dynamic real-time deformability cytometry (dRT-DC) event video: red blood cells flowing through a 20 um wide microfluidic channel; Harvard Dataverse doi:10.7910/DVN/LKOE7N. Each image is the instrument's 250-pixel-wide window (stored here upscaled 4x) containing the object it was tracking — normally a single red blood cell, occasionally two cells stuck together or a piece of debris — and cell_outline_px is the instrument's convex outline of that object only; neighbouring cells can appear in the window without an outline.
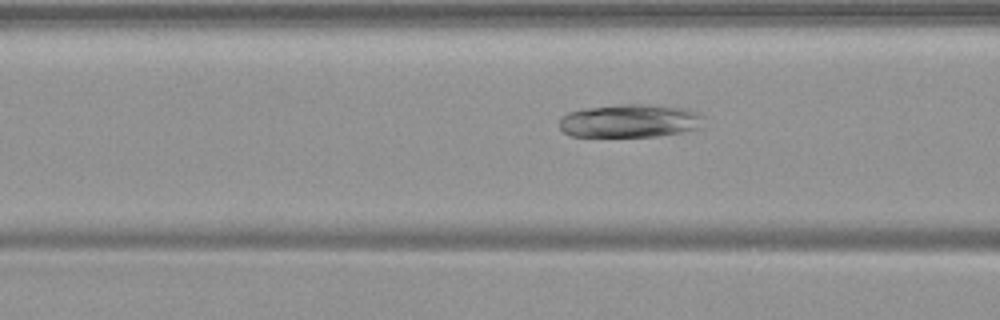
{"species": "common noctule bat (a hibernating species)", "species_latin": "Nyctalus noctula", "temperature_condition": "warm", "stored_images_in_passage": 38, "camera_frame_rate_fps": 3000, "um_per_image_px": 0.085, "animal": {"sex": "female", "body_mass_g": 19.9}, "frame": {"image": 1, "passage_image": 5, "time_ms": 1.333, "image_size_px": [1000, 320], "cell_outline_px": [[704, 116], [696, 128], [680, 132], [656, 136], [568, 136], [560, 128], [560, 116], [568, 112], [584, 108], [620, 104], [648, 104], [688, 108], [700, 112]], "centroid_in_image_um": [53.5, 10.25], "position_along_channel_um": 113.1, "area_um2": 28.03}}
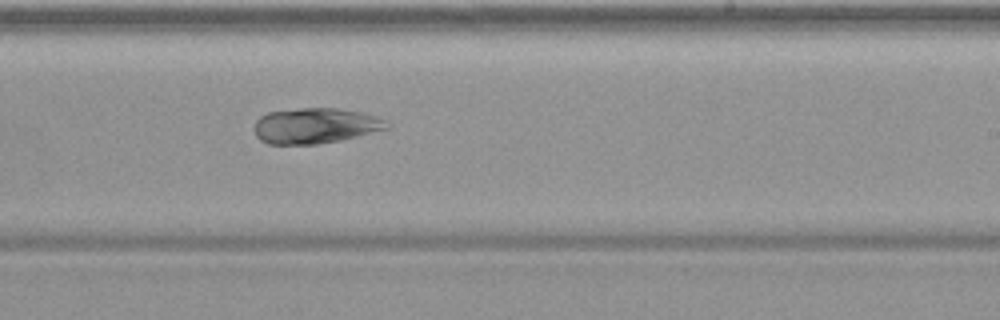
{"frame": {"image": 2, "passage_image": 17, "time_ms": 5.333, "image_size_px": [1000, 320], "cell_outline_px": [[392, 128], [340, 140], [316, 144], [268, 144], [260, 140], [256, 136], [256, 120], [260, 116], [268, 112], [300, 108], [336, 108], [360, 112], [388, 120], [392, 124]], "centroid_in_image_um": [26.86, 10.69], "position_along_channel_um": 262.1, "area_um2": 27.51}}
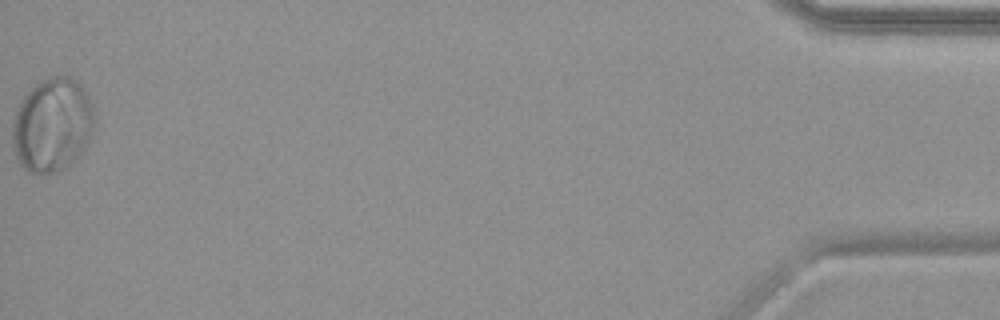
{"frame": {"image": 3, "passage_image": 38, "time_ms": 12.333, "image_size_px": [1000, 320], "cell_outline_px": [[96, 124], [92, 136], [80, 156], [68, 168], [60, 172], [28, 172], [20, 164], [12, 148], [12, 120], [16, 108], [20, 100], [40, 80], [48, 76], [72, 76], [80, 84], [88, 96], [96, 116]], "centroid_in_image_um": [4.46, 10.62], "position_along_channel_um": 430.7, "area_um2": 45.84}, "authors_computed_cell_mechanics": {"area_um2": 29.9693, "velocity_mm_per_s": 3.732, "shape_relaxation_time_tau1_ms": null, "shape_relaxation_time_tau2_ms": 2.1211, "deformation_change_tau1": null, "deformation_change_tau2": 0.0353}}